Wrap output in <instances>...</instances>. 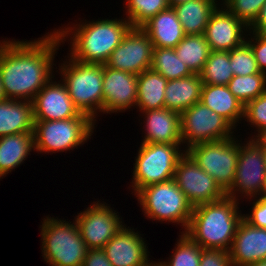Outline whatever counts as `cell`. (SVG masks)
I'll return each instance as SVG.
<instances>
[{
    "label": "cell",
    "instance_id": "cell-1",
    "mask_svg": "<svg viewBox=\"0 0 266 266\" xmlns=\"http://www.w3.org/2000/svg\"><path fill=\"white\" fill-rule=\"evenodd\" d=\"M46 34L34 41H1L0 76L6 99L32 102L51 78L55 80L54 58L62 42L54 30Z\"/></svg>",
    "mask_w": 266,
    "mask_h": 266
},
{
    "label": "cell",
    "instance_id": "cell-2",
    "mask_svg": "<svg viewBox=\"0 0 266 266\" xmlns=\"http://www.w3.org/2000/svg\"><path fill=\"white\" fill-rule=\"evenodd\" d=\"M54 31L62 44L71 40L69 56L82 63L105 64L112 51L121 43L132 27L126 19L83 21ZM69 36V37H68ZM64 40V41H63Z\"/></svg>",
    "mask_w": 266,
    "mask_h": 266
},
{
    "label": "cell",
    "instance_id": "cell-3",
    "mask_svg": "<svg viewBox=\"0 0 266 266\" xmlns=\"http://www.w3.org/2000/svg\"><path fill=\"white\" fill-rule=\"evenodd\" d=\"M238 204L239 201L225 195L217 201L194 206L185 234L204 249L229 251L243 219Z\"/></svg>",
    "mask_w": 266,
    "mask_h": 266
},
{
    "label": "cell",
    "instance_id": "cell-4",
    "mask_svg": "<svg viewBox=\"0 0 266 266\" xmlns=\"http://www.w3.org/2000/svg\"><path fill=\"white\" fill-rule=\"evenodd\" d=\"M67 57L58 66L60 80L80 113L96 122L98 113H103V64L82 63Z\"/></svg>",
    "mask_w": 266,
    "mask_h": 266
},
{
    "label": "cell",
    "instance_id": "cell-5",
    "mask_svg": "<svg viewBox=\"0 0 266 266\" xmlns=\"http://www.w3.org/2000/svg\"><path fill=\"white\" fill-rule=\"evenodd\" d=\"M42 254L51 266H82L87 252L78 226L73 220L46 216L40 226Z\"/></svg>",
    "mask_w": 266,
    "mask_h": 266
},
{
    "label": "cell",
    "instance_id": "cell-6",
    "mask_svg": "<svg viewBox=\"0 0 266 266\" xmlns=\"http://www.w3.org/2000/svg\"><path fill=\"white\" fill-rule=\"evenodd\" d=\"M134 196L140 203L144 216L150 220L181 224L185 233L190 223L193 206L174 179L148 185Z\"/></svg>",
    "mask_w": 266,
    "mask_h": 266
},
{
    "label": "cell",
    "instance_id": "cell-7",
    "mask_svg": "<svg viewBox=\"0 0 266 266\" xmlns=\"http://www.w3.org/2000/svg\"><path fill=\"white\" fill-rule=\"evenodd\" d=\"M95 123L83 113L66 120H34V149L45 154L77 149L91 139Z\"/></svg>",
    "mask_w": 266,
    "mask_h": 266
},
{
    "label": "cell",
    "instance_id": "cell-8",
    "mask_svg": "<svg viewBox=\"0 0 266 266\" xmlns=\"http://www.w3.org/2000/svg\"><path fill=\"white\" fill-rule=\"evenodd\" d=\"M181 144L142 143L137 150L131 188H142L173 179L179 160L186 154Z\"/></svg>",
    "mask_w": 266,
    "mask_h": 266
},
{
    "label": "cell",
    "instance_id": "cell-9",
    "mask_svg": "<svg viewBox=\"0 0 266 266\" xmlns=\"http://www.w3.org/2000/svg\"><path fill=\"white\" fill-rule=\"evenodd\" d=\"M231 137L190 146L186 153L226 192L233 184L241 140Z\"/></svg>",
    "mask_w": 266,
    "mask_h": 266
},
{
    "label": "cell",
    "instance_id": "cell-10",
    "mask_svg": "<svg viewBox=\"0 0 266 266\" xmlns=\"http://www.w3.org/2000/svg\"><path fill=\"white\" fill-rule=\"evenodd\" d=\"M240 143L235 178L232 186L225 192L236 201L252 199L262 195L266 184V165L263 148L252 138ZM240 194V196L238 195ZM247 196V197H246Z\"/></svg>",
    "mask_w": 266,
    "mask_h": 266
},
{
    "label": "cell",
    "instance_id": "cell-11",
    "mask_svg": "<svg viewBox=\"0 0 266 266\" xmlns=\"http://www.w3.org/2000/svg\"><path fill=\"white\" fill-rule=\"evenodd\" d=\"M183 148L234 137V127L221 115L201 102L195 103L180 114ZM187 144V145H186Z\"/></svg>",
    "mask_w": 266,
    "mask_h": 266
},
{
    "label": "cell",
    "instance_id": "cell-12",
    "mask_svg": "<svg viewBox=\"0 0 266 266\" xmlns=\"http://www.w3.org/2000/svg\"><path fill=\"white\" fill-rule=\"evenodd\" d=\"M120 217L106 202L95 201L74 219L87 249H102L124 226Z\"/></svg>",
    "mask_w": 266,
    "mask_h": 266
},
{
    "label": "cell",
    "instance_id": "cell-13",
    "mask_svg": "<svg viewBox=\"0 0 266 266\" xmlns=\"http://www.w3.org/2000/svg\"><path fill=\"white\" fill-rule=\"evenodd\" d=\"M173 179L193 207L217 201L226 195L214 178L187 153L179 160Z\"/></svg>",
    "mask_w": 266,
    "mask_h": 266
},
{
    "label": "cell",
    "instance_id": "cell-14",
    "mask_svg": "<svg viewBox=\"0 0 266 266\" xmlns=\"http://www.w3.org/2000/svg\"><path fill=\"white\" fill-rule=\"evenodd\" d=\"M153 44L141 27H131L112 51L106 66L139 75L150 69Z\"/></svg>",
    "mask_w": 266,
    "mask_h": 266
},
{
    "label": "cell",
    "instance_id": "cell-15",
    "mask_svg": "<svg viewBox=\"0 0 266 266\" xmlns=\"http://www.w3.org/2000/svg\"><path fill=\"white\" fill-rule=\"evenodd\" d=\"M248 32L249 27L221 4L210 16L203 35L210 51H230L246 42Z\"/></svg>",
    "mask_w": 266,
    "mask_h": 266
},
{
    "label": "cell",
    "instance_id": "cell-16",
    "mask_svg": "<svg viewBox=\"0 0 266 266\" xmlns=\"http://www.w3.org/2000/svg\"><path fill=\"white\" fill-rule=\"evenodd\" d=\"M137 102V75L103 64V113H120Z\"/></svg>",
    "mask_w": 266,
    "mask_h": 266
},
{
    "label": "cell",
    "instance_id": "cell-17",
    "mask_svg": "<svg viewBox=\"0 0 266 266\" xmlns=\"http://www.w3.org/2000/svg\"><path fill=\"white\" fill-rule=\"evenodd\" d=\"M32 105L34 120H66L80 114L65 84L52 78L34 97Z\"/></svg>",
    "mask_w": 266,
    "mask_h": 266
},
{
    "label": "cell",
    "instance_id": "cell-18",
    "mask_svg": "<svg viewBox=\"0 0 266 266\" xmlns=\"http://www.w3.org/2000/svg\"><path fill=\"white\" fill-rule=\"evenodd\" d=\"M144 240L138 231L124 224L102 249L113 266H148L153 260L148 257Z\"/></svg>",
    "mask_w": 266,
    "mask_h": 266
},
{
    "label": "cell",
    "instance_id": "cell-19",
    "mask_svg": "<svg viewBox=\"0 0 266 266\" xmlns=\"http://www.w3.org/2000/svg\"><path fill=\"white\" fill-rule=\"evenodd\" d=\"M229 254L232 266H248L266 260V229L252 226L242 219Z\"/></svg>",
    "mask_w": 266,
    "mask_h": 266
},
{
    "label": "cell",
    "instance_id": "cell-20",
    "mask_svg": "<svg viewBox=\"0 0 266 266\" xmlns=\"http://www.w3.org/2000/svg\"><path fill=\"white\" fill-rule=\"evenodd\" d=\"M140 112L145 117L142 143L182 144L179 112L165 107Z\"/></svg>",
    "mask_w": 266,
    "mask_h": 266
},
{
    "label": "cell",
    "instance_id": "cell-21",
    "mask_svg": "<svg viewBox=\"0 0 266 266\" xmlns=\"http://www.w3.org/2000/svg\"><path fill=\"white\" fill-rule=\"evenodd\" d=\"M141 28L149 36L153 48H175L186 35L173 7L159 12Z\"/></svg>",
    "mask_w": 266,
    "mask_h": 266
},
{
    "label": "cell",
    "instance_id": "cell-22",
    "mask_svg": "<svg viewBox=\"0 0 266 266\" xmlns=\"http://www.w3.org/2000/svg\"><path fill=\"white\" fill-rule=\"evenodd\" d=\"M200 102L225 118L235 129L244 118V105L233 95L227 85L203 84Z\"/></svg>",
    "mask_w": 266,
    "mask_h": 266
},
{
    "label": "cell",
    "instance_id": "cell-23",
    "mask_svg": "<svg viewBox=\"0 0 266 266\" xmlns=\"http://www.w3.org/2000/svg\"><path fill=\"white\" fill-rule=\"evenodd\" d=\"M26 132H34L32 102L12 99L0 101V138Z\"/></svg>",
    "mask_w": 266,
    "mask_h": 266
},
{
    "label": "cell",
    "instance_id": "cell-24",
    "mask_svg": "<svg viewBox=\"0 0 266 266\" xmlns=\"http://www.w3.org/2000/svg\"><path fill=\"white\" fill-rule=\"evenodd\" d=\"M203 82L200 74L169 80L165 87V108L180 114L200 102Z\"/></svg>",
    "mask_w": 266,
    "mask_h": 266
},
{
    "label": "cell",
    "instance_id": "cell-25",
    "mask_svg": "<svg viewBox=\"0 0 266 266\" xmlns=\"http://www.w3.org/2000/svg\"><path fill=\"white\" fill-rule=\"evenodd\" d=\"M35 151L33 132L6 135L0 138V179L20 166Z\"/></svg>",
    "mask_w": 266,
    "mask_h": 266
},
{
    "label": "cell",
    "instance_id": "cell-26",
    "mask_svg": "<svg viewBox=\"0 0 266 266\" xmlns=\"http://www.w3.org/2000/svg\"><path fill=\"white\" fill-rule=\"evenodd\" d=\"M217 0H189L173 6L186 35L204 34L210 16L220 2Z\"/></svg>",
    "mask_w": 266,
    "mask_h": 266
},
{
    "label": "cell",
    "instance_id": "cell-27",
    "mask_svg": "<svg viewBox=\"0 0 266 266\" xmlns=\"http://www.w3.org/2000/svg\"><path fill=\"white\" fill-rule=\"evenodd\" d=\"M168 80L151 69L137 75V102L139 111L161 109L165 107V87Z\"/></svg>",
    "mask_w": 266,
    "mask_h": 266
},
{
    "label": "cell",
    "instance_id": "cell-28",
    "mask_svg": "<svg viewBox=\"0 0 266 266\" xmlns=\"http://www.w3.org/2000/svg\"><path fill=\"white\" fill-rule=\"evenodd\" d=\"M174 49L178 58L192 73L202 72L210 53L209 45L203 34L185 35Z\"/></svg>",
    "mask_w": 266,
    "mask_h": 266
},
{
    "label": "cell",
    "instance_id": "cell-29",
    "mask_svg": "<svg viewBox=\"0 0 266 266\" xmlns=\"http://www.w3.org/2000/svg\"><path fill=\"white\" fill-rule=\"evenodd\" d=\"M150 69L160 73L168 81L193 74L186 64L178 58L174 48H153Z\"/></svg>",
    "mask_w": 266,
    "mask_h": 266
},
{
    "label": "cell",
    "instance_id": "cell-30",
    "mask_svg": "<svg viewBox=\"0 0 266 266\" xmlns=\"http://www.w3.org/2000/svg\"><path fill=\"white\" fill-rule=\"evenodd\" d=\"M200 76L203 84L227 85L234 76L229 51H210Z\"/></svg>",
    "mask_w": 266,
    "mask_h": 266
},
{
    "label": "cell",
    "instance_id": "cell-31",
    "mask_svg": "<svg viewBox=\"0 0 266 266\" xmlns=\"http://www.w3.org/2000/svg\"><path fill=\"white\" fill-rule=\"evenodd\" d=\"M227 87L245 106L248 102L266 92V73L233 76Z\"/></svg>",
    "mask_w": 266,
    "mask_h": 266
},
{
    "label": "cell",
    "instance_id": "cell-32",
    "mask_svg": "<svg viewBox=\"0 0 266 266\" xmlns=\"http://www.w3.org/2000/svg\"><path fill=\"white\" fill-rule=\"evenodd\" d=\"M126 19L132 27H142L159 12L170 7L168 0H126Z\"/></svg>",
    "mask_w": 266,
    "mask_h": 266
},
{
    "label": "cell",
    "instance_id": "cell-33",
    "mask_svg": "<svg viewBox=\"0 0 266 266\" xmlns=\"http://www.w3.org/2000/svg\"><path fill=\"white\" fill-rule=\"evenodd\" d=\"M168 261H157L160 266H199L202 247L187 234L179 235Z\"/></svg>",
    "mask_w": 266,
    "mask_h": 266
},
{
    "label": "cell",
    "instance_id": "cell-34",
    "mask_svg": "<svg viewBox=\"0 0 266 266\" xmlns=\"http://www.w3.org/2000/svg\"><path fill=\"white\" fill-rule=\"evenodd\" d=\"M229 58L234 76H247L261 72L258 69L253 51L246 42L240 47L230 50Z\"/></svg>",
    "mask_w": 266,
    "mask_h": 266
},
{
    "label": "cell",
    "instance_id": "cell-35",
    "mask_svg": "<svg viewBox=\"0 0 266 266\" xmlns=\"http://www.w3.org/2000/svg\"><path fill=\"white\" fill-rule=\"evenodd\" d=\"M221 2L231 14L249 27L266 0H221Z\"/></svg>",
    "mask_w": 266,
    "mask_h": 266
},
{
    "label": "cell",
    "instance_id": "cell-36",
    "mask_svg": "<svg viewBox=\"0 0 266 266\" xmlns=\"http://www.w3.org/2000/svg\"><path fill=\"white\" fill-rule=\"evenodd\" d=\"M244 120L256 132L266 127V92L244 106Z\"/></svg>",
    "mask_w": 266,
    "mask_h": 266
},
{
    "label": "cell",
    "instance_id": "cell-37",
    "mask_svg": "<svg viewBox=\"0 0 266 266\" xmlns=\"http://www.w3.org/2000/svg\"><path fill=\"white\" fill-rule=\"evenodd\" d=\"M246 43L251 47L258 69L266 73V33H256L249 31Z\"/></svg>",
    "mask_w": 266,
    "mask_h": 266
},
{
    "label": "cell",
    "instance_id": "cell-38",
    "mask_svg": "<svg viewBox=\"0 0 266 266\" xmlns=\"http://www.w3.org/2000/svg\"><path fill=\"white\" fill-rule=\"evenodd\" d=\"M199 266H232L229 251L202 248Z\"/></svg>",
    "mask_w": 266,
    "mask_h": 266
},
{
    "label": "cell",
    "instance_id": "cell-39",
    "mask_svg": "<svg viewBox=\"0 0 266 266\" xmlns=\"http://www.w3.org/2000/svg\"><path fill=\"white\" fill-rule=\"evenodd\" d=\"M253 200L250 214H243V219L252 226L266 229V198L259 196Z\"/></svg>",
    "mask_w": 266,
    "mask_h": 266
},
{
    "label": "cell",
    "instance_id": "cell-40",
    "mask_svg": "<svg viewBox=\"0 0 266 266\" xmlns=\"http://www.w3.org/2000/svg\"><path fill=\"white\" fill-rule=\"evenodd\" d=\"M82 266H113L103 249H87Z\"/></svg>",
    "mask_w": 266,
    "mask_h": 266
},
{
    "label": "cell",
    "instance_id": "cell-41",
    "mask_svg": "<svg viewBox=\"0 0 266 266\" xmlns=\"http://www.w3.org/2000/svg\"><path fill=\"white\" fill-rule=\"evenodd\" d=\"M249 31L256 33H266V2L260 9L258 16L249 26Z\"/></svg>",
    "mask_w": 266,
    "mask_h": 266
},
{
    "label": "cell",
    "instance_id": "cell-42",
    "mask_svg": "<svg viewBox=\"0 0 266 266\" xmlns=\"http://www.w3.org/2000/svg\"><path fill=\"white\" fill-rule=\"evenodd\" d=\"M252 139L260 146L266 147V127L257 131V135H253Z\"/></svg>",
    "mask_w": 266,
    "mask_h": 266
},
{
    "label": "cell",
    "instance_id": "cell-43",
    "mask_svg": "<svg viewBox=\"0 0 266 266\" xmlns=\"http://www.w3.org/2000/svg\"><path fill=\"white\" fill-rule=\"evenodd\" d=\"M169 1V5L170 7H173L174 5L183 3V2H187L189 0H168Z\"/></svg>",
    "mask_w": 266,
    "mask_h": 266
},
{
    "label": "cell",
    "instance_id": "cell-44",
    "mask_svg": "<svg viewBox=\"0 0 266 266\" xmlns=\"http://www.w3.org/2000/svg\"><path fill=\"white\" fill-rule=\"evenodd\" d=\"M6 99V96H5V93H4V90H3V85H2V82H1V76H0V101Z\"/></svg>",
    "mask_w": 266,
    "mask_h": 266
},
{
    "label": "cell",
    "instance_id": "cell-45",
    "mask_svg": "<svg viewBox=\"0 0 266 266\" xmlns=\"http://www.w3.org/2000/svg\"><path fill=\"white\" fill-rule=\"evenodd\" d=\"M248 266H266V260L258 261L257 263H253Z\"/></svg>",
    "mask_w": 266,
    "mask_h": 266
},
{
    "label": "cell",
    "instance_id": "cell-46",
    "mask_svg": "<svg viewBox=\"0 0 266 266\" xmlns=\"http://www.w3.org/2000/svg\"><path fill=\"white\" fill-rule=\"evenodd\" d=\"M262 148H263L264 159H265V165H266V147H262Z\"/></svg>",
    "mask_w": 266,
    "mask_h": 266
},
{
    "label": "cell",
    "instance_id": "cell-47",
    "mask_svg": "<svg viewBox=\"0 0 266 266\" xmlns=\"http://www.w3.org/2000/svg\"><path fill=\"white\" fill-rule=\"evenodd\" d=\"M261 196H263L264 198H266V184H265V188H264V191H263V193H262Z\"/></svg>",
    "mask_w": 266,
    "mask_h": 266
}]
</instances>
